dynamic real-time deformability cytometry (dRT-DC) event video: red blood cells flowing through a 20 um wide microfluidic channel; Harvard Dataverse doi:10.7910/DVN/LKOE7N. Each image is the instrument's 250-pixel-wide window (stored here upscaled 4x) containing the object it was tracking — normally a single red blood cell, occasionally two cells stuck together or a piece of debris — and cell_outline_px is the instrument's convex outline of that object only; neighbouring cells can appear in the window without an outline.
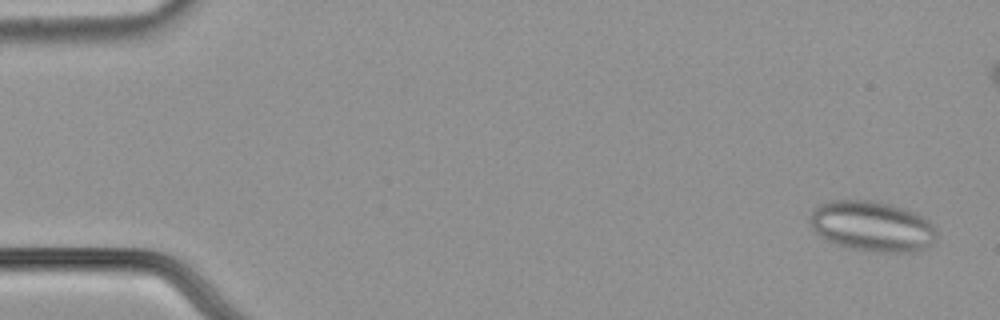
{"species": "common noctule bat (a hibernating species)", "species_latin": "Nyctalus noctula", "temperature_condition": "cold", "stored_images_in_passage": 49, "camera_frame_rate_fps": 3000, "um_per_image_px": 0.085, "animal": {"sex": "male", "body_mass_g": 21.5, "forearm_length_mm": 52.0}, "frame": {"image": 1, "passage_image": 1, "time_ms": 0.0, "image_size_px": [1000, 320], "cell_outline_px": [[936, 236], [932, 244], [916, 252], [868, 252], [836, 244], [820, 236], [812, 228], [808, 220], [808, 216], [812, 208], [820, 204], [832, 200], [872, 200], [904, 208], [928, 220], [936, 228]], "centroid_in_image_um": [74.1, 19.23], "position_along_channel_um": 10.9, "area_um2": 37.4}}
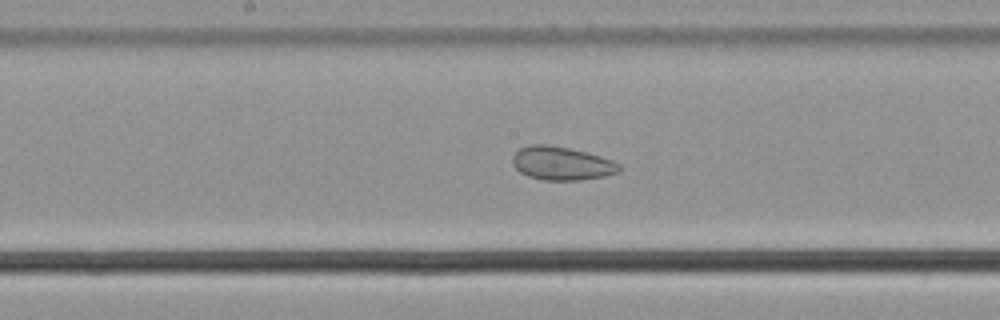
{"frame": {"image": 2, "passage_image": 29, "time_ms": 9.333, "image_size_px": [1000, 320], "cell_outline_px": [[620, 172], [604, 176], [580, 180], [544, 180], [528, 176], [520, 172], [512, 164], [512, 156], [520, 148], [532, 144], [548, 144], [568, 148], [600, 156], [612, 160], [620, 164]], "centroid_in_image_um": [47.73, 13.89], "position_along_channel_um": 200.5, "area_um2": 20.75}}
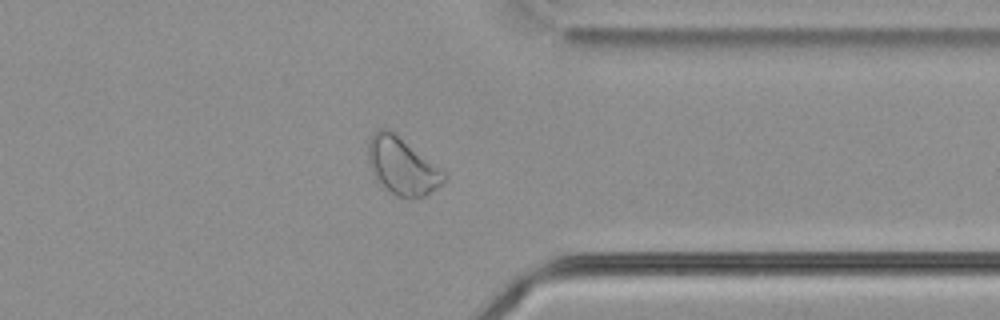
{"frame": {"image": 3, "passage_image": 44, "time_ms": 14.333, "image_size_px": [1000, 320], "cell_outline_px": [[448, 180], [444, 184], [424, 196], [408, 200], [396, 196], [384, 188], [376, 180], [372, 172], [368, 160], [368, 140], [376, 128], [388, 128], [444, 172]], "centroid_in_image_um": [34.16, 14.15], "position_along_channel_um": 377.2, "area_um2": 25.32}}